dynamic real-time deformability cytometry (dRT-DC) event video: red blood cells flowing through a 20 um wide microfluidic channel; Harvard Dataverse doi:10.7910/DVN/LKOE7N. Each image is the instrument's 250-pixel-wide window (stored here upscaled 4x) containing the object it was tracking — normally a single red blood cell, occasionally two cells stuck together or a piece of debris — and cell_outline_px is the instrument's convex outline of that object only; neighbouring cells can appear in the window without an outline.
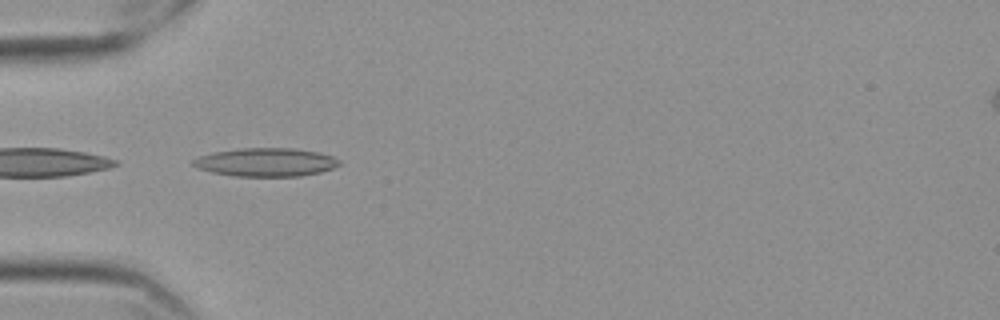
{"species": "Egyptian fruit bat (a non-hibernating species)", "species_latin": "Rousettus aegyptiacus", "temperature_condition": "cold", "stored_images_in_passage": 40, "camera_frame_rate_fps": 3000, "um_per_image_px": 0.085, "frame": {"image": 1, "passage_image": 1, "time_ms": 0.0, "image_size_px": [1000, 320], "cell_outline_px": [[340, 164], [332, 168], [320, 172], [300, 176], [232, 176], [212, 172], [200, 168], [192, 164], [192, 160], [200, 156], [212, 152], [240, 148], [292, 148], [316, 152], [332, 156], [340, 160]], "centroid_in_image_um": [22.59, 13.78], "position_along_channel_um": 62.4, "area_um2": 24.04}}
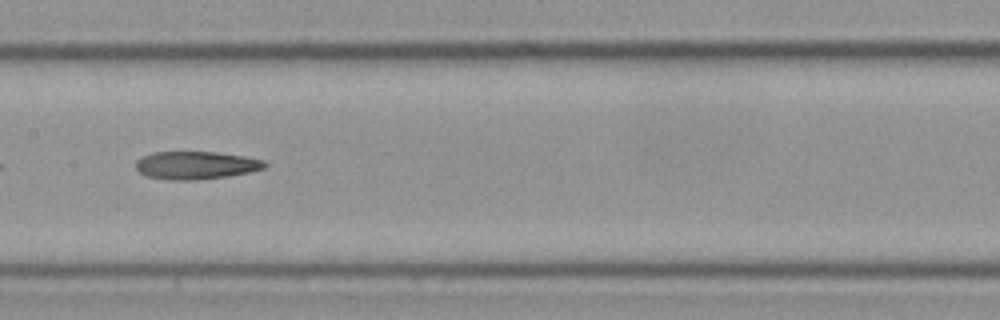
{"frame": {"image": 2, "passage_image": 12, "time_ms": 3.667, "image_size_px": [1000, 320], "cell_outline_px": [[268, 164], [264, 168], [248, 172], [228, 176], [192, 180], [168, 180], [148, 176], [140, 172], [136, 168], [136, 160], [140, 156], [152, 152], [216, 152], [244, 156], [264, 160]], "centroid_in_image_um": [16.63, 14.04], "position_along_channel_um": 190.8, "area_um2": 20.92}}
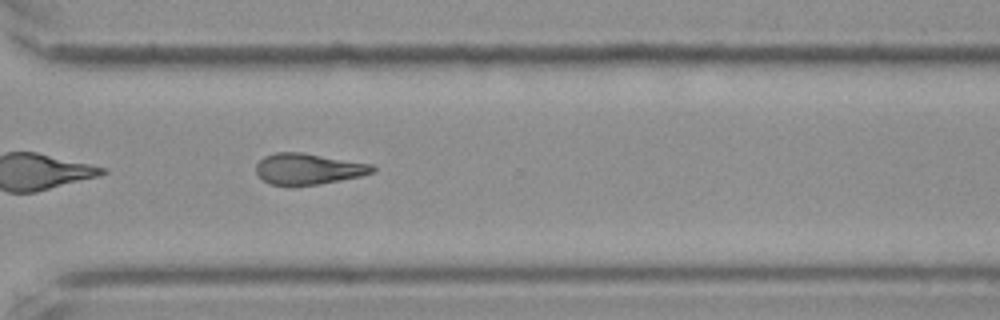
{"frame": {"image": 3, "passage_image": 25, "time_ms": 8.0, "image_size_px": [1000, 320], "cell_outline_px": [[376, 172], [360, 176], [320, 184], [272, 184], [264, 180], [256, 172], [256, 164], [264, 156], [276, 152], [304, 152], [372, 164], [376, 168]], "centroid_in_image_um": [26.24, 14.33], "position_along_channel_um": 344.4, "area_um2": 20.87}, "authors_computed_cell_mechanics": {"area_um2": 20.9525, "velocity_mm_per_s": 3.5581, "shape_relaxation_time_tau1_ms": null, "shape_relaxation_time_tau2_ms": 7.533, "deformation_change_tau1": null, "deformation_change_tau2": 0.2041}}